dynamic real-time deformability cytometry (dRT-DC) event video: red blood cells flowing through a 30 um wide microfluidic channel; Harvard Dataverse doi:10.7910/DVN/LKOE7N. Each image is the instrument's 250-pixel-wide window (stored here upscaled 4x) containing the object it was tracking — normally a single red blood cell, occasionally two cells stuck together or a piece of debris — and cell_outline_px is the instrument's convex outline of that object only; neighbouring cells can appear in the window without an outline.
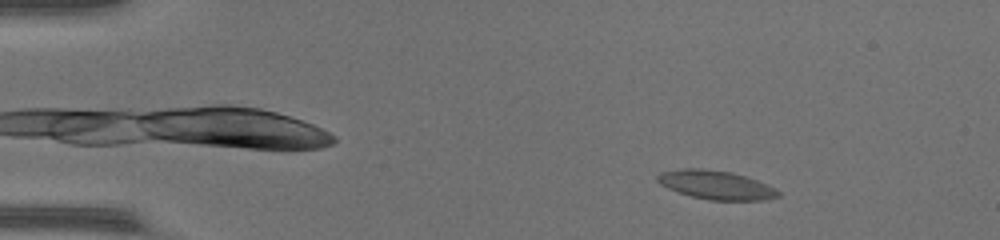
{"species": "common noctule bat (a hibernating species)", "species_latin": "Nyctalus noctula", "temperature_condition": "warm", "stored_images_in_passage": 46, "camera_frame_rate_fps": 3000, "um_per_image_px": 0.085, "animal": {"sex": "female", "body_mass_g": 17.0, "forearm_length_mm": 48.0}, "frame": {"image": 1, "passage_image": 1, "time_ms": 0.0, "image_size_px": [1000, 240], "cell_outline_px": [[780, 196], [764, 200], [712, 200], [692, 196], [668, 188], [660, 184], [656, 180], [656, 176], [660, 172], [684, 168], [700, 168], [732, 172], [768, 184], [776, 188], [780, 192]], "centroid_in_image_um": [60.87, 15.71], "position_along_channel_um": 24.1, "area_um2": 20.17}}
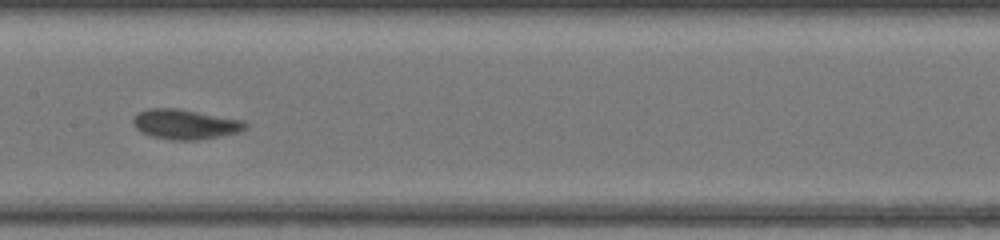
{"frame": {"image": 2, "passage_image": 21, "time_ms": 6.667, "image_size_px": [1000, 240], "cell_outline_px": [[248, 128], [240, 132], [200, 140], [172, 140], [152, 136], [140, 132], [132, 124], [132, 116], [136, 112], [148, 108], [176, 108], [244, 120], [248, 124]], "centroid_in_image_um": [15.72, 10.56], "position_along_channel_um": 191.7, "area_um2": 19.88}}
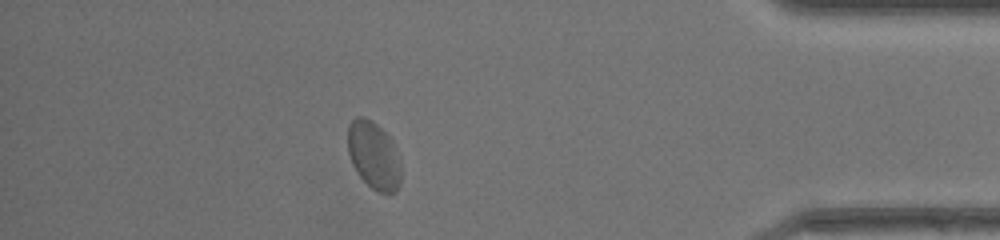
{"frame": {"image": 3, "passage_image": 40, "time_ms": 13.0, "image_size_px": [1000, 240], "cell_outline_px": [[400, 184], [396, 192], [380, 192], [372, 188], [360, 176], [352, 164], [348, 152], [348, 124], [356, 116], [364, 116], [372, 120], [392, 140], [396, 148], [400, 164]], "centroid_in_image_um": [31.76, 13.18], "position_along_channel_um": 403.4, "area_um2": 20.87}}